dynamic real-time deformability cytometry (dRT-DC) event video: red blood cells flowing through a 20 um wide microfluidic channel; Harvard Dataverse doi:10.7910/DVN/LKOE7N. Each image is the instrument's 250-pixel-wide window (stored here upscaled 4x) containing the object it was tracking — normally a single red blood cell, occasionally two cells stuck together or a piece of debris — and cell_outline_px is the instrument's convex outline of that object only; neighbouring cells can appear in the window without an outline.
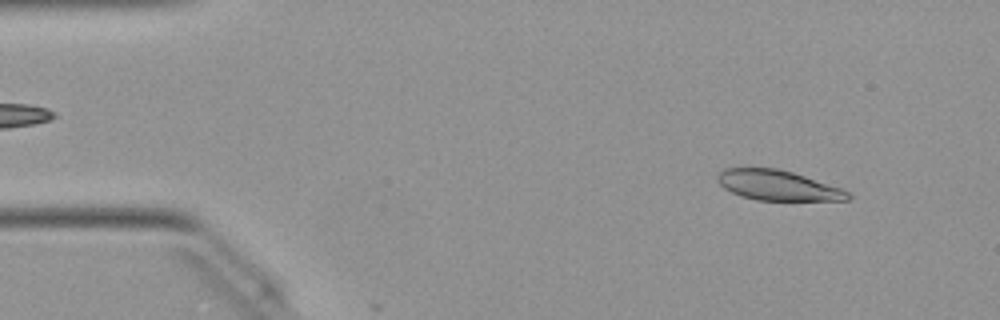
{"species": "Egyptian fruit bat (a non-hibernating species)", "species_latin": "Rousettus aegyptiacus", "temperature_condition": "warm", "stored_images_in_passage": 6, "camera_frame_rate_fps": 3000, "um_per_image_px": 0.085, "animal": {"sex": "female"}, "frame": {"image": 1, "passage_image": 3, "time_ms": 0.667, "image_size_px": [1000, 320], "cell_outline_px": [[852, 196], [848, 200], [756, 200], [732, 192], [724, 188], [716, 180], [716, 176], [724, 168], [776, 168], [792, 172], [840, 188], [848, 192]], "centroid_in_image_um": [66.08, 15.75], "position_along_channel_um": 18.9, "area_um2": 22.54}}